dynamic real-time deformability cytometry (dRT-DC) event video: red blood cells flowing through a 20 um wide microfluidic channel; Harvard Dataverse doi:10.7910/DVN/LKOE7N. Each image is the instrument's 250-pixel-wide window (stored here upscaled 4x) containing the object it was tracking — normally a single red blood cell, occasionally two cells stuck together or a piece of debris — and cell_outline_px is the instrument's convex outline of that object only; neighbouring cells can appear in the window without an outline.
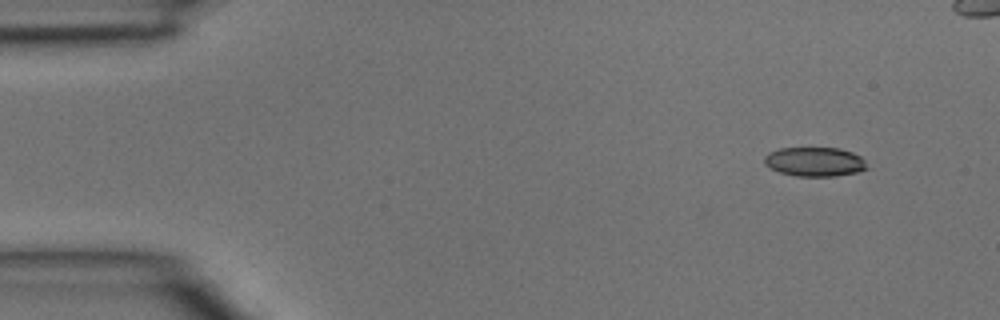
{"species": "common noctule bat (a hibernating species)", "species_latin": "Nyctalus noctula", "temperature_condition": "room temperature", "stored_images_in_passage": 4, "camera_frame_rate_fps": 3000, "um_per_image_px": 0.085, "animal": {"sex": "male", "body_mass_g": 15.6}, "frame": {"image": 1, "passage_image": 1, "time_ms": 0.0, "image_size_px": [1000, 320], "cell_outline_px": [[868, 168], [856, 172], [836, 176], [796, 176], [780, 172], [764, 164], [764, 156], [768, 152], [780, 148], [840, 148], [852, 152], [860, 156], [864, 160]], "centroid_in_image_um": [69.24, 13.74], "position_along_channel_um": 15.8, "area_um2": 17.46}}